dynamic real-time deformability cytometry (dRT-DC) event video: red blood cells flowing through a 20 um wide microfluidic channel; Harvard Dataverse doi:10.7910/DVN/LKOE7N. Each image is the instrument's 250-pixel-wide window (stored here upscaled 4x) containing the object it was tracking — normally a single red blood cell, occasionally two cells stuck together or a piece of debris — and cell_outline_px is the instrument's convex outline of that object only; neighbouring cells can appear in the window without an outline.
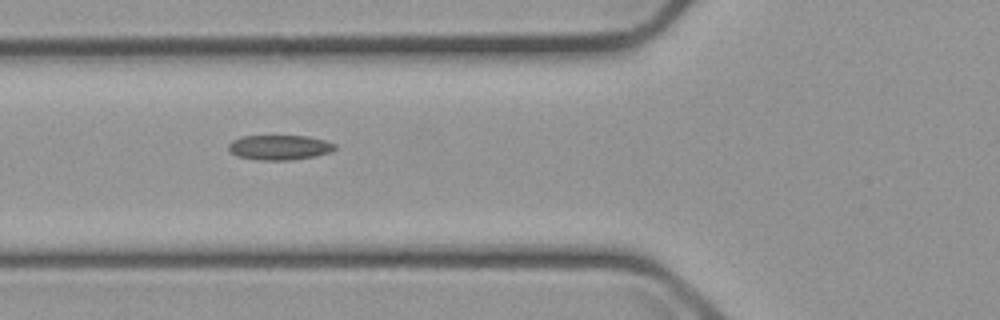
{"species": "common noctule bat (a hibernating species)", "species_latin": "Nyctalus noctula", "temperature_condition": "cold", "stored_images_in_passage": 6, "camera_frame_rate_fps": 3000, "um_per_image_px": 0.085, "animal": {"sex": "male", "body_mass_g": 23.1, "forearm_length_mm": 52.7}, "frame": {"image": 1, "passage_image": 5, "time_ms": 4.667, "image_size_px": [1000, 320], "cell_outline_px": [[336, 148], [332, 152], [292, 160], [260, 160], [236, 156], [228, 148], [228, 144], [232, 140], [240, 136], [308, 136], [324, 140], [336, 144]], "centroid_in_image_um": [23.75, 12.52], "position_along_channel_um": 102.1, "area_um2": 15.43}}
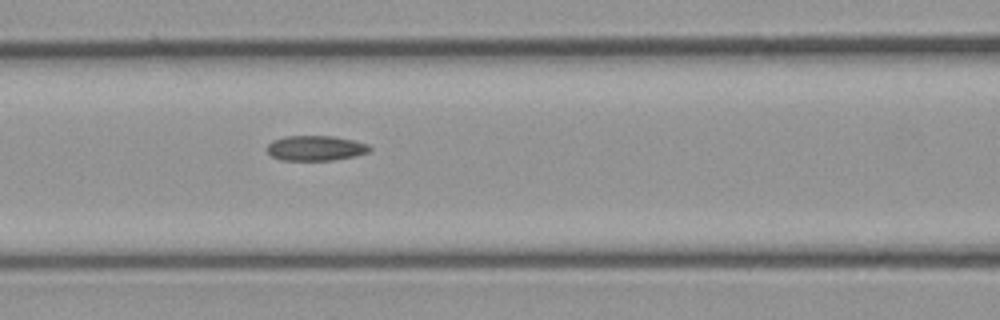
{"frame": {"image": 2, "passage_image": 6, "time_ms": 5.667, "image_size_px": [1000, 320], "cell_outline_px": [[372, 148], [368, 152], [352, 156], [332, 160], [280, 160], [272, 156], [268, 152], [268, 144], [272, 140], [284, 136], [332, 136], [352, 140], [368, 144]], "centroid_in_image_um": [26.8, 12.58], "position_along_channel_um": 139.8, "area_um2": 14.85}}